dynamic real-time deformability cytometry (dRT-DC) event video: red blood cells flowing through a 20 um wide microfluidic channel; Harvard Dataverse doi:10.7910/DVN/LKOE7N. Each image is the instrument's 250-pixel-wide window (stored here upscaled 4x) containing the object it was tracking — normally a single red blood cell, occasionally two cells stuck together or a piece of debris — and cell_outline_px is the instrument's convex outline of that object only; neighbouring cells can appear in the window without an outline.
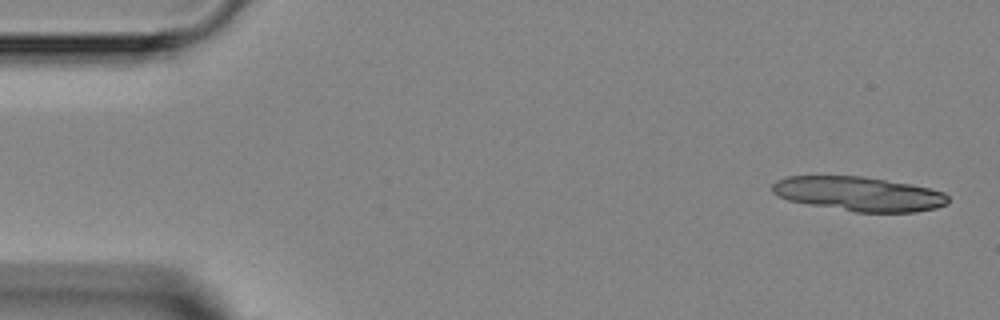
{"species": "Egyptian fruit bat (a non-hibernating species)", "species_latin": "Rousettus aegyptiacus", "temperature_condition": "room temperature", "stored_images_in_passage": 5, "segment_of_instrument_passage": [2, 2], "camera_frame_rate_fps": 3000, "um_per_image_px": 0.085, "animal": {"sex": "female"}, "frame": {"image": 1, "passage_image": 5, "time_ms": 5.667, "image_size_px": [1000, 320], "cell_outline_px": [[948, 204], [936, 208], [916, 212], [856, 212], [808, 204], [788, 200], [772, 192], [772, 184], [776, 180], [788, 176], [864, 176], [908, 184], [928, 188], [944, 192], [948, 196]], "centroid_in_image_um": [73.0, 16.48], "position_along_channel_um": 12.0, "area_um2": 35.08}}